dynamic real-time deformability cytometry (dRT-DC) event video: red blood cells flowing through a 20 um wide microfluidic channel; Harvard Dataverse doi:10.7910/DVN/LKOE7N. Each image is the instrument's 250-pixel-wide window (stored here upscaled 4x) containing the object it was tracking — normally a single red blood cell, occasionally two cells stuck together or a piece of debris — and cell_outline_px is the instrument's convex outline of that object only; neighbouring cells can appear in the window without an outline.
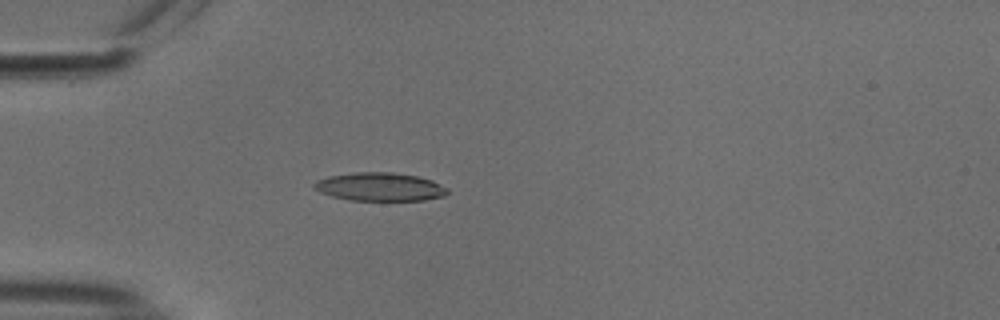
{"species": "common noctule bat (a hibernating species)", "species_latin": "Nyctalus noctula", "temperature_condition": "cold", "stored_images_in_passage": 54, "camera_frame_rate_fps": 3000, "um_per_image_px": 0.085, "animal": {"sex": "male", "body_mass_g": 18.8}, "frame": {"image": 1, "passage_image": 16, "time_ms": 5.0, "image_size_px": [1000, 320], "cell_outline_px": [[448, 192], [444, 196], [424, 200], [348, 200], [332, 196], [320, 192], [312, 188], [312, 184], [316, 180], [328, 176], [352, 172], [392, 172], [416, 176], [432, 180], [448, 188]], "centroid_in_image_um": [32.25, 15.87], "position_along_channel_um": 52.8, "area_um2": 22.14}}
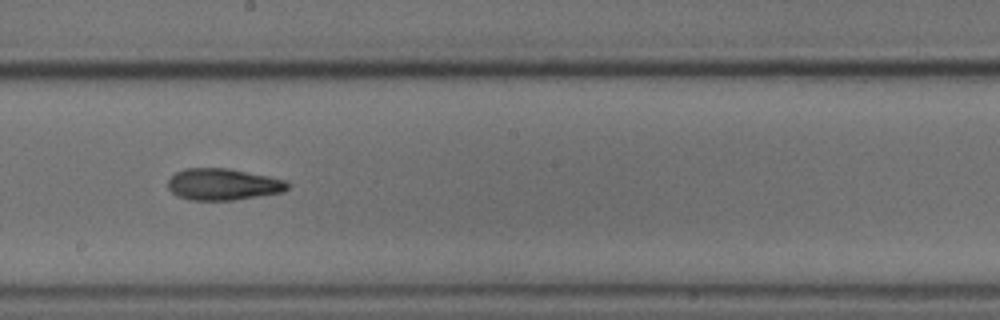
{"frame": {"image": 2, "passage_image": 31, "time_ms": 10.0, "image_size_px": [1000, 320], "cell_outline_px": [[288, 188], [284, 192], [232, 200], [188, 200], [176, 196], [168, 188], [168, 180], [176, 172], [184, 168], [228, 168], [268, 176], [284, 180], [288, 184]], "centroid_in_image_um": [18.92, 15.67], "position_along_channel_um": 229.3, "area_um2": 22.02}}
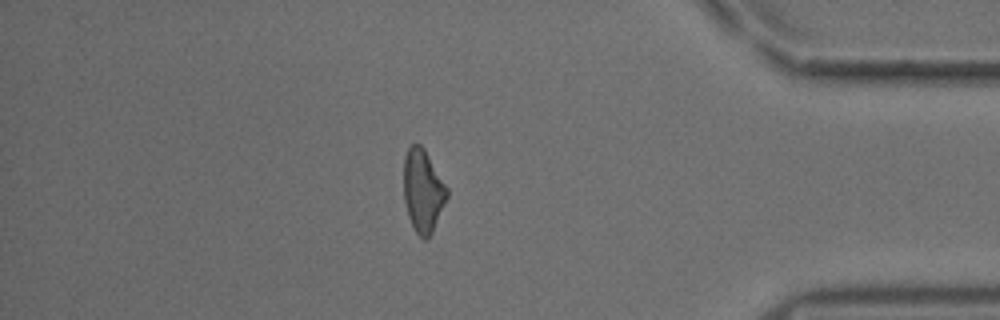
{"frame": {"image": 3, "passage_image": 47, "time_ms": 15.333, "image_size_px": [1000, 320], "cell_outline_px": [[448, 196], [432, 232], [428, 240], [424, 240], [416, 232], [408, 216], [404, 200], [404, 156], [408, 148], [412, 144], [420, 144], [424, 148], [448, 188]], "centroid_in_image_um": [35.95, 16.21], "position_along_channel_um": 399.3, "area_um2": 20.81}, "authors_computed_cell_mechanics": {"area_um2": 21.4438, "velocity_mm_per_s": 3.7482, "shape_relaxation_time_tau1_ms": null, "shape_relaxation_time_tau2_ms": 4.4686, "deformation_change_tau1": null, "deformation_change_tau2": 0.1297}}